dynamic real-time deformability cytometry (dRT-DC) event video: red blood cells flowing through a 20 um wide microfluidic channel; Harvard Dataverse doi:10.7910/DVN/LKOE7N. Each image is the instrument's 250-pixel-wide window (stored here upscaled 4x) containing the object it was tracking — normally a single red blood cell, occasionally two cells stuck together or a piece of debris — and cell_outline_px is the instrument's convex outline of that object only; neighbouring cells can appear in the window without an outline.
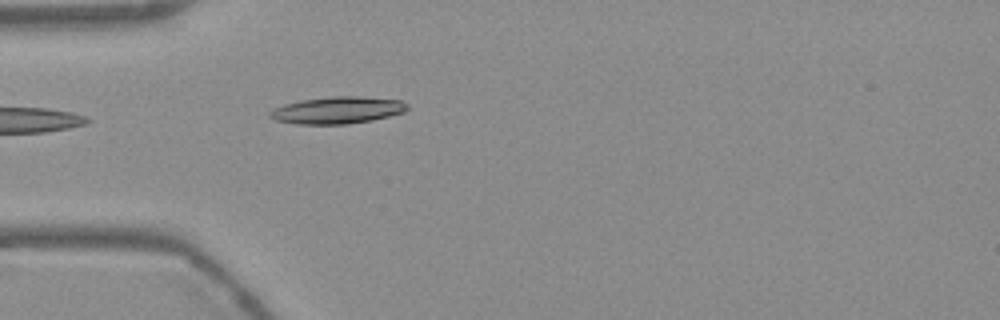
{"species": "Egyptian fruit bat (a non-hibernating species)", "species_latin": "Rousettus aegyptiacus", "temperature_condition": "warm", "stored_images_in_passage": 15, "camera_frame_rate_fps": 3000, "um_per_image_px": 0.085, "frame": {"image": 1, "passage_image": 1, "time_ms": 0.0, "image_size_px": [1000, 320], "cell_outline_px": [[408, 108], [404, 112], [372, 120], [348, 124], [296, 124], [276, 120], [268, 116], [268, 112], [272, 108], [284, 104], [300, 100], [332, 96], [360, 96], [400, 100], [408, 104]], "centroid_in_image_um": [28.65, 9.36], "position_along_channel_um": 56.4, "area_um2": 21.73}}
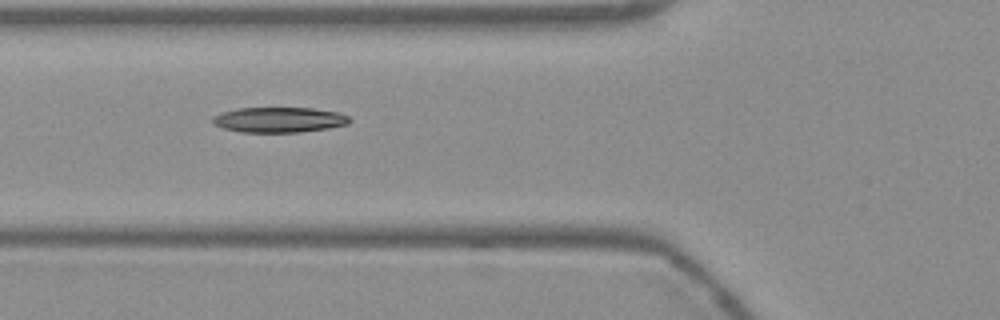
{"frame": {"image": 2, "passage_image": 5, "time_ms": 1.333, "image_size_px": [1000, 320], "cell_outline_px": [[352, 120], [348, 124], [328, 128], [300, 132], [240, 132], [224, 128], [212, 124], [212, 116], [220, 112], [236, 108], [312, 108], [336, 112], [348, 116]], "centroid_in_image_um": [23.68, 10.18], "position_along_channel_um": 102.1, "area_um2": 20.23}}
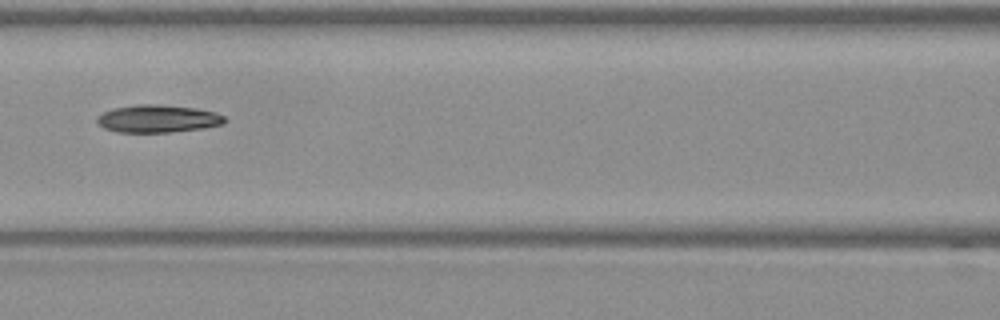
{"frame": {"image": 3, "passage_image": 9, "time_ms": 2.667, "image_size_px": [1000, 320], "cell_outline_px": [[224, 124], [204, 128], [172, 132], [116, 132], [104, 128], [96, 120], [96, 116], [112, 108], [136, 104], [156, 104], [196, 108], [216, 112], [224, 116]], "centroid_in_image_um": [13.4, 10.08], "position_along_channel_um": 153.2, "area_um2": 20.63}}